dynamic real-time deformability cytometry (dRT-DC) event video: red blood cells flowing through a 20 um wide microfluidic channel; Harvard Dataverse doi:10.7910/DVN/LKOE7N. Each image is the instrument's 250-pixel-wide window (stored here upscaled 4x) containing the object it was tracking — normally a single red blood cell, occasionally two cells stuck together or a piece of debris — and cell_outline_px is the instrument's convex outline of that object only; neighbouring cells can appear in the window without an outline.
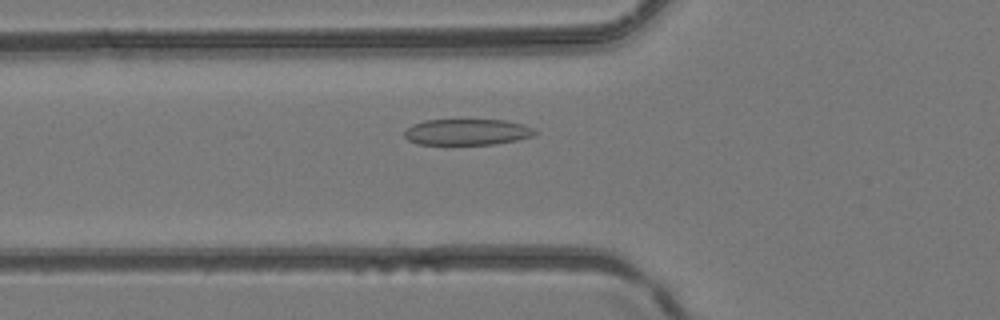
{"species": "common noctule bat (a hibernating species)", "species_latin": "Nyctalus noctula", "temperature_condition": "room temperature", "stored_images_in_passage": 28, "camera_frame_rate_fps": 3000, "um_per_image_px": 0.085, "animal": {"sex": "female", "body_mass_g": 24.6, "forearm_length_mm": 56.2}, "frame": {"image": 1, "passage_image": 15, "time_ms": 4.667, "image_size_px": [1000, 320], "cell_outline_px": [[536, 132], [532, 136], [516, 140], [492, 144], [416, 144], [408, 140], [404, 136], [404, 132], [412, 124], [424, 120], [504, 120], [524, 124], [532, 128]], "centroid_in_image_um": [39.67, 11.22], "position_along_channel_um": 86.1, "area_um2": 19.71}}
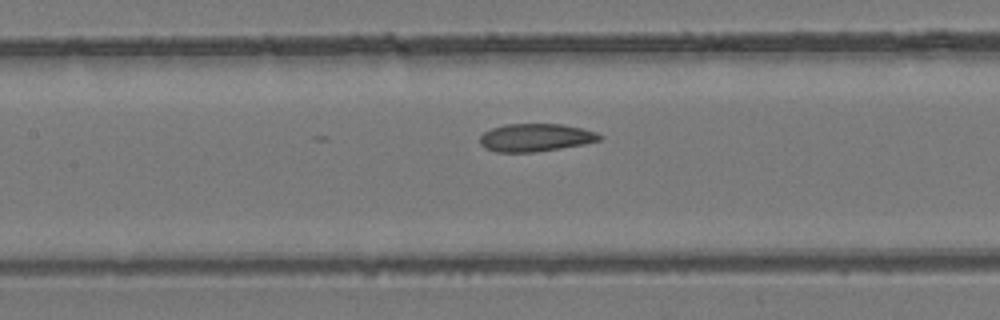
{"frame": {"image": 2, "passage_image": 20, "time_ms": 6.333, "image_size_px": [1000, 320], "cell_outline_px": [[604, 136], [600, 140], [584, 144], [560, 148], [532, 152], [496, 152], [484, 148], [480, 144], [480, 136], [484, 132], [492, 128], [504, 124], [564, 124], [596, 132]], "centroid_in_image_um": [45.51, 11.69], "position_along_channel_um": 161.9, "area_um2": 19.42}}
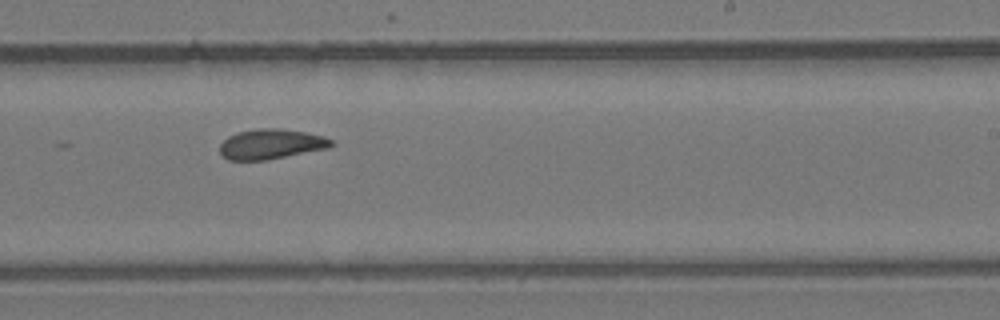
{"frame": {"image": 3, "passage_image": 27, "time_ms": 8.667, "image_size_px": [1000, 320], "cell_outline_px": [[336, 144], [328, 148], [268, 160], [228, 160], [220, 152], [220, 144], [228, 136], [236, 132], [260, 128], [276, 128], [304, 132], [324, 136], [332, 140]], "centroid_in_image_um": [23.05, 12.25], "position_along_channel_um": 266.0, "area_um2": 19.54}}